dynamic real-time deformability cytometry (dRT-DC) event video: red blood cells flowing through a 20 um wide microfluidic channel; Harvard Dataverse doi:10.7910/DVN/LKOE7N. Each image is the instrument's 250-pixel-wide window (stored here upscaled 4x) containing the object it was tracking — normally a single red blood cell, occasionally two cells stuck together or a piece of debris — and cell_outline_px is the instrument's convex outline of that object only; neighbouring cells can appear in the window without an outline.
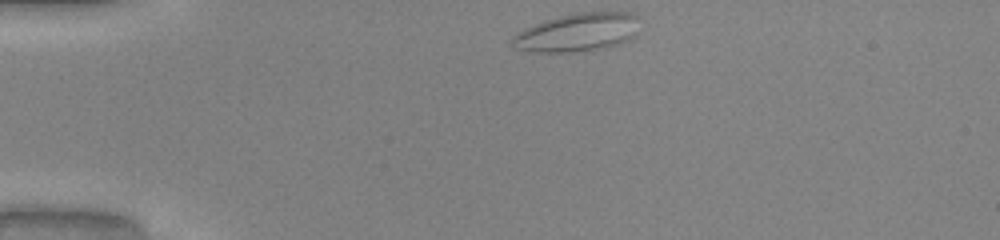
{"species": "common noctule bat (a hibernating species)", "species_latin": "Nyctalus noctula", "temperature_condition": "warm", "stored_images_in_passage": 36, "camera_frame_rate_fps": 3000, "um_per_image_px": 0.085, "animal": {"sex": "male", "body_mass_g": 20.0, "forearm_length_mm": 53.3}, "frame": {"image": 1, "passage_image": 1, "time_ms": 0.0, "image_size_px": [1000, 240], "cell_outline_px": [[640, 16], [636, 36], [628, 40], [604, 48], [572, 52], [532, 52], [516, 48], [512, 44], [512, 36], [524, 28], [544, 20], [576, 12], [628, 12]], "centroid_in_image_um": [49.11, 2.74], "position_along_channel_um": 35.9, "area_um2": 28.61}}
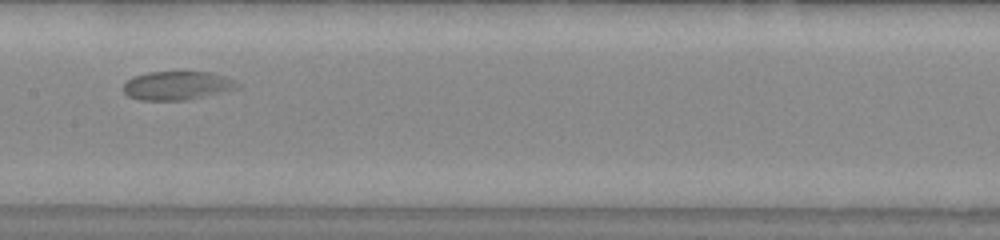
{"frame": {"image": 2, "passage_image": 17, "time_ms": 5.333, "image_size_px": [1000, 240], "cell_outline_px": [[240, 88], [224, 92], [188, 100], [140, 100], [128, 96], [124, 92], [124, 84], [132, 76], [148, 72], [208, 72], [224, 76], [240, 84]], "centroid_in_image_um": [15.06, 7.28], "position_along_channel_um": 192.3, "area_um2": 19.07}}
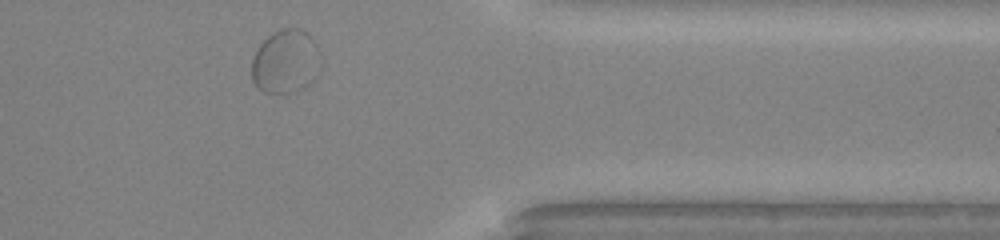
{"frame": {"image": 3, "passage_image": 33, "time_ms": 10.667, "image_size_px": [1000, 240], "cell_outline_px": [[320, 68], [316, 76], [304, 88], [296, 92], [264, 92], [256, 88], [252, 80], [252, 60], [260, 44], [272, 32], [280, 28], [300, 28], [308, 32], [312, 36], [320, 52]], "centroid_in_image_um": [24.3, 5.21], "position_along_channel_um": 387.1, "area_um2": 25.95}}